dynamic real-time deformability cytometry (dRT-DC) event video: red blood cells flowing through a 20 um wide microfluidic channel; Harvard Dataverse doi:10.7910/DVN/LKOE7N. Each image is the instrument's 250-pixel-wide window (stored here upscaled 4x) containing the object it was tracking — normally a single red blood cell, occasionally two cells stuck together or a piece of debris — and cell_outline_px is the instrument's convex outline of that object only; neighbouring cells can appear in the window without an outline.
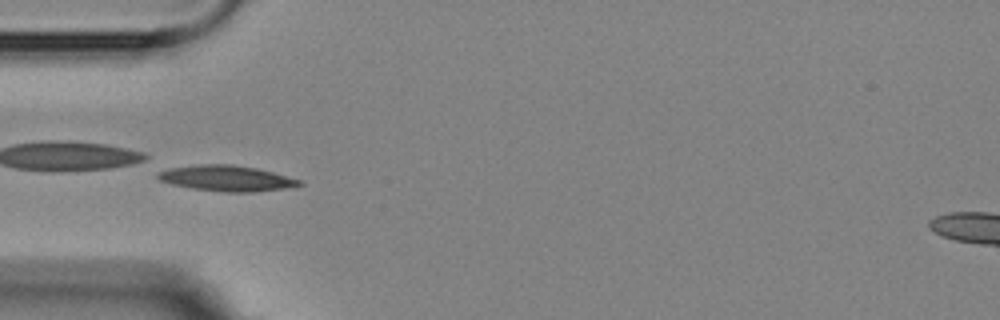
{"species": "Egyptian fruit bat (a non-hibernating species)", "species_latin": "Rousettus aegyptiacus", "temperature_condition": "room temperature", "stored_images_in_passage": 12, "camera_frame_rate_fps": 3000, "um_per_image_px": 0.085, "animal": {"sex": "female"}, "frame": {"image": 1, "passage_image": 4, "time_ms": 4.333, "image_size_px": [1000, 320], "cell_outline_px": [[304, 184], [284, 188], [256, 192], [224, 192], [192, 188], [172, 184], [160, 180], [156, 176], [160, 172], [168, 168], [196, 164], [232, 164], [256, 168], [272, 172], [300, 180]], "centroid_in_image_um": [19.24, 15.15], "position_along_channel_um": 65.8, "area_um2": 21.04}}
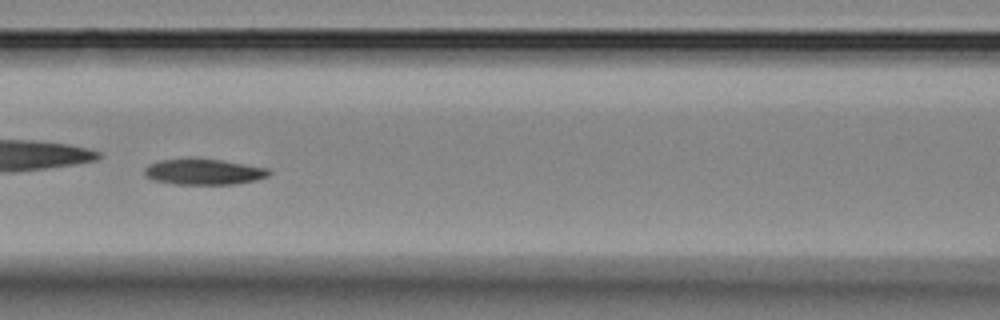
{"frame": {"image": 2, "passage_image": 6, "time_ms": 6.667, "image_size_px": [1000, 320], "cell_outline_px": [[272, 172], [268, 176], [256, 180], [232, 184], [172, 184], [152, 180], [144, 176], [144, 168], [148, 164], [160, 160], [188, 156], [196, 156], [268, 168]], "centroid_in_image_um": [17.24, 14.57], "position_along_channel_um": 149.4, "area_um2": 19.36}}
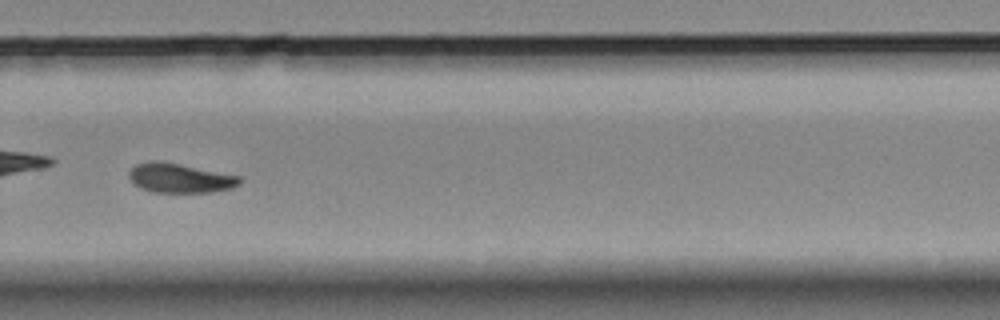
{"frame": {"image": 3, "passage_image": 10, "time_ms": 11.333, "image_size_px": [1000, 320], "cell_outline_px": [[240, 184], [232, 188], [212, 192], [152, 192], [140, 188], [128, 176], [128, 172], [136, 164], [148, 160], [160, 160], [240, 176]], "centroid_in_image_um": [15.27, 15.13], "position_along_channel_um": 314.5, "area_um2": 18.96}, "authors_computed_cell_mechanics": {"area_um2": 18.9295, "velocity_mm_per_s": 3.5598, "shape_relaxation_time_tau1_ms": 6.6388, "shape_relaxation_time_tau2_ms": null, "deformation_change_tau1": 0.1635, "deformation_change_tau2": null}}